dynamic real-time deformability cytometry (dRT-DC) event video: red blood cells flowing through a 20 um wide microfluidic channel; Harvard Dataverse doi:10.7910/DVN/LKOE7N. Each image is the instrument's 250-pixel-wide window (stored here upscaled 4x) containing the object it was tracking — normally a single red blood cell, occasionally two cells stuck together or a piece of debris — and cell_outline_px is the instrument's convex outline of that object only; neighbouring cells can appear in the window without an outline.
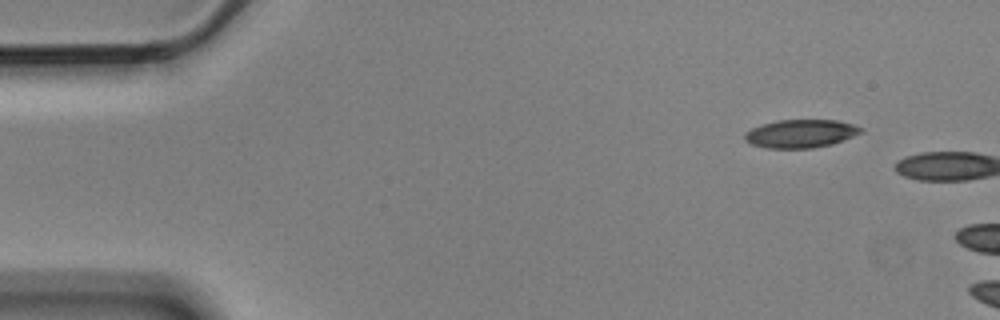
{"species": "Egyptian fruit bat (a non-hibernating species)", "species_latin": "Rousettus aegyptiacus", "temperature_condition": "cold", "stored_images_in_passage": 4, "segment_of_instrument_passage": [2, 2], "camera_frame_rate_fps": 3000, "um_per_image_px": 0.085, "animal": {"sex": "male"}, "frame": {"image": 1, "passage_image": 4, "time_ms": 1.0, "image_size_px": [1000, 320], "cell_outline_px": [[864, 132], [832, 144], [812, 148], [768, 148], [752, 144], [744, 140], [744, 136], [752, 128], [776, 120], [840, 120], [864, 128]], "centroid_in_image_um": [68.11, 11.35], "position_along_channel_um": 16.9, "area_um2": 19.02}}